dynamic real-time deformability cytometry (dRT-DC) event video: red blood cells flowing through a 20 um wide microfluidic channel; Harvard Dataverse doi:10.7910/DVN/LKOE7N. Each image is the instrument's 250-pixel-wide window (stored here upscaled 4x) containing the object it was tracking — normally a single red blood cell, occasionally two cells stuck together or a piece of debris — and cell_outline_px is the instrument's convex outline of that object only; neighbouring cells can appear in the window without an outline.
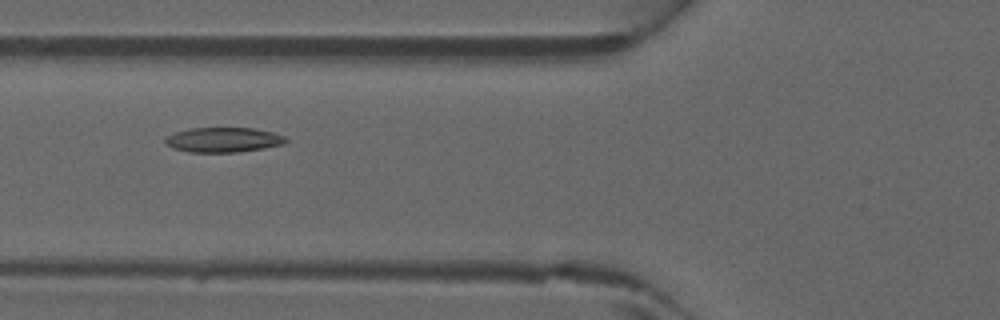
{"species": "common noctule bat (a hibernating species)", "species_latin": "Nyctalus noctula", "temperature_condition": "warm", "stored_images_in_passage": 46, "camera_frame_rate_fps": 3000, "um_per_image_px": 0.085, "animal": {"sex": "male", "forearm_length_mm": 52.5}, "frame": {"image": 1, "passage_image": 18, "time_ms": 5.667, "image_size_px": [1000, 320], "cell_outline_px": [[288, 140], [284, 144], [264, 148], [236, 152], [188, 152], [172, 148], [164, 140], [168, 136], [176, 132], [188, 128], [256, 128], [272, 132], [284, 136]], "centroid_in_image_um": [19.0, 11.88], "position_along_channel_um": 106.8, "area_um2": 17.4}}
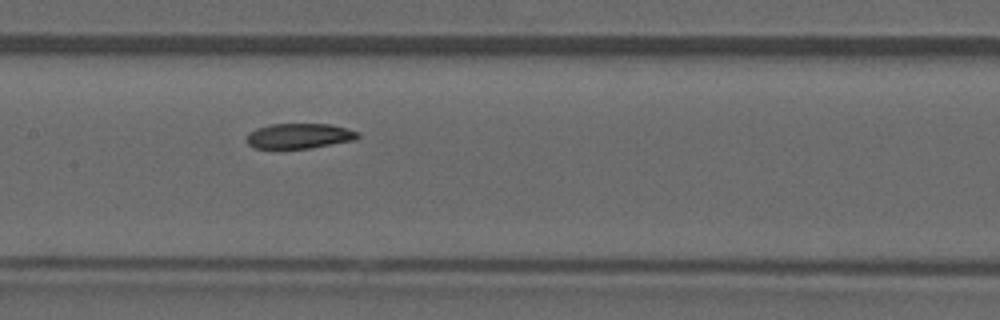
{"frame": {"image": 2, "passage_image": 23, "time_ms": 7.333, "image_size_px": [1000, 320], "cell_outline_px": [[360, 136], [356, 140], [312, 148], [256, 148], [248, 144], [248, 136], [256, 128], [272, 124], [328, 124], [344, 128], [356, 132]], "centroid_in_image_um": [25.46, 11.56], "position_along_channel_um": 181.9, "area_um2": 16.01}}
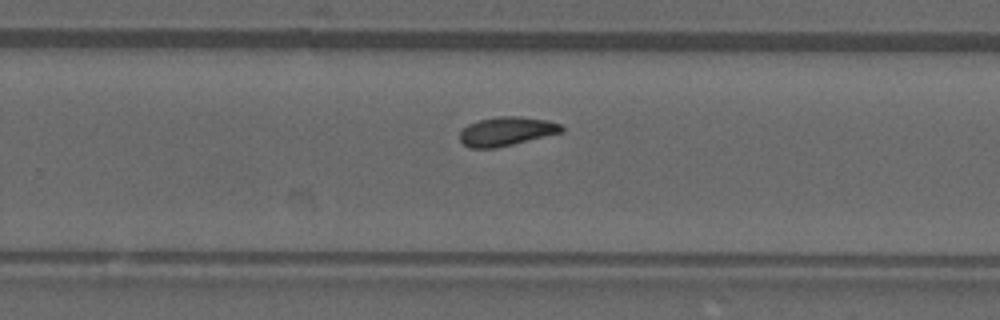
{"frame": {"image": 3, "passage_image": 30, "time_ms": 9.667, "image_size_px": [1000, 320], "cell_outline_px": [[564, 132], [496, 148], [468, 148], [460, 140], [460, 132], [468, 124], [476, 120], [496, 116], [520, 116], [548, 120], [560, 124], [564, 128]], "centroid_in_image_um": [43.05, 11.15], "position_along_channel_um": 286.7, "area_um2": 17.34}}